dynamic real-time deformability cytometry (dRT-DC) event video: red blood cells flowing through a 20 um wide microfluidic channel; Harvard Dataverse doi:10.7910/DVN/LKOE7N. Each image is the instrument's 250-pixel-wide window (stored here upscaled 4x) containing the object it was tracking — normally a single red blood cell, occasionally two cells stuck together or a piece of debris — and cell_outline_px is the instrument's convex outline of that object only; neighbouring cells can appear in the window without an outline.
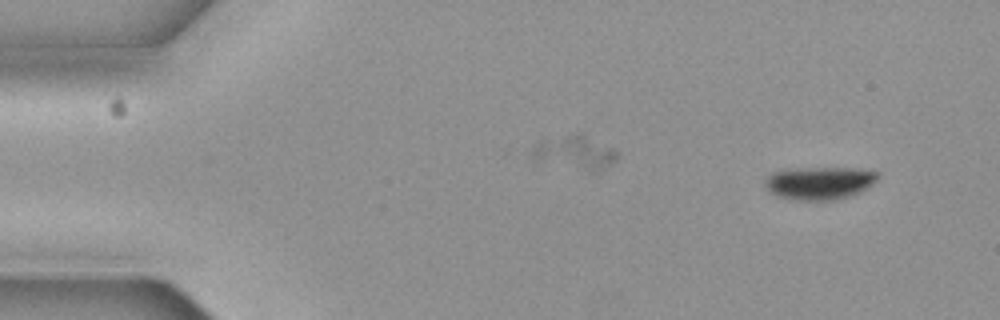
{"species": "common noctule bat (a hibernating species)", "species_latin": "Nyctalus noctula", "temperature_condition": "cold", "stored_images_in_passage": 4, "camera_frame_rate_fps": 3000, "um_per_image_px": 0.085, "animal": {"sex": "female", "body_mass_g": 19.3, "forearm_length_mm": 54.1}, "frame": {"image": 1, "passage_image": 1, "time_ms": 0.0, "image_size_px": [1000, 320], "cell_outline_px": [[880, 176], [872, 184], [860, 192], [852, 196], [836, 200], [792, 200], [776, 196], [768, 192], [764, 188], [764, 180], [772, 172], [808, 168], [856, 168], [880, 172]], "centroid_in_image_um": [69.65, 15.57], "position_along_channel_um": 15.3, "area_um2": 21.85}}
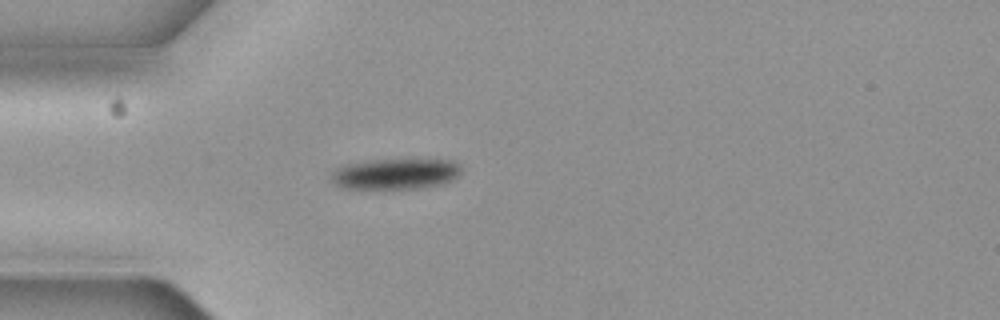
{"frame": {"image": 2, "passage_image": 4, "time_ms": 1.0, "image_size_px": [1000, 320], "cell_outline_px": [[460, 172], [452, 180], [444, 184], [420, 188], [344, 188], [332, 184], [332, 172], [336, 168], [344, 164], [372, 160], [416, 156], [456, 160], [460, 164]], "centroid_in_image_um": [33.7, 14.71], "position_along_channel_um": 51.3, "area_um2": 24.45}}